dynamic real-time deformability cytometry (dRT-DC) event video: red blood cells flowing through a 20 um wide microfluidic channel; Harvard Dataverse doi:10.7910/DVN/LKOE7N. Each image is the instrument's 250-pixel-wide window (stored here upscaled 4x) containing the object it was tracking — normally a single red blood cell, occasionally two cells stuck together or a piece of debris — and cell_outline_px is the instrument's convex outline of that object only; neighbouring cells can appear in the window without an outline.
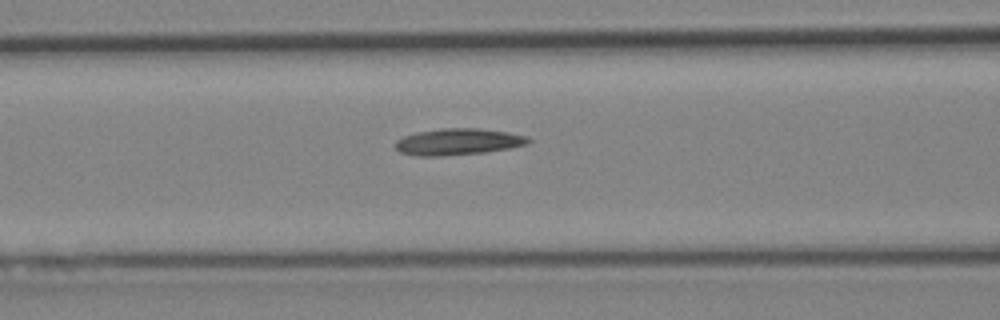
{"species": "Egyptian fruit bat (a non-hibernating species)", "species_latin": "Rousettus aegyptiacus", "temperature_condition": "cold", "stored_images_in_passage": 7, "camera_frame_rate_fps": 3000, "um_per_image_px": 0.085, "animal": {"sex": "female"}, "frame": {"image": 1, "passage_image": 7, "time_ms": 7.0, "image_size_px": [1000, 320], "cell_outline_px": [[532, 140], [528, 144], [508, 148], [484, 152], [444, 156], [416, 156], [400, 152], [396, 148], [396, 140], [404, 136], [416, 132], [440, 128], [480, 128], [508, 132], [528, 136]], "centroid_in_image_um": [38.94, 12.04], "position_along_channel_um": 127.7, "area_um2": 20.63}}